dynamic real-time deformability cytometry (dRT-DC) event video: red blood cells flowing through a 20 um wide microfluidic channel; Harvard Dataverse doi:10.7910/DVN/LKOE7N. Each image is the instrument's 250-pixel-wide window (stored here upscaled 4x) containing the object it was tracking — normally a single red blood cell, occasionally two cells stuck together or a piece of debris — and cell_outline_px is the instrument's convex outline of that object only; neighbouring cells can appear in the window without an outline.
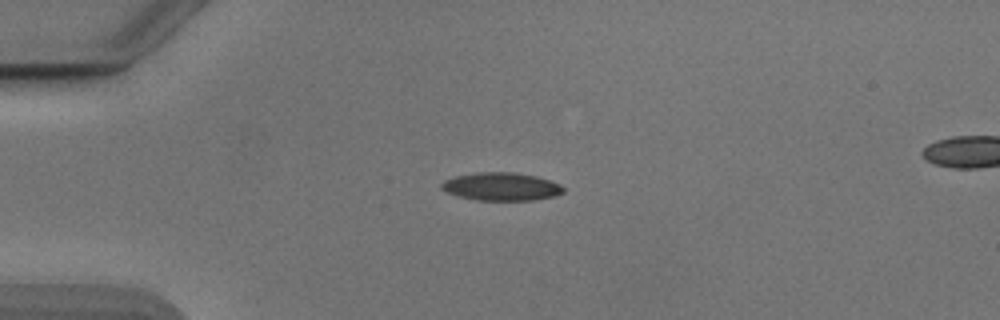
{"species": "Egyptian fruit bat (a non-hibernating species)", "species_latin": "Rousettus aegyptiacus", "temperature_condition": "cold", "stored_images_in_passage": 40, "camera_frame_rate_fps": 3000, "um_per_image_px": 0.085, "animal": {"sex": "male"}, "frame": {"image": 1, "passage_image": 1, "time_ms": 0.0, "image_size_px": [1000, 320], "cell_outline_px": [[564, 192], [556, 196], [532, 200], [476, 200], [460, 196], [448, 192], [440, 188], [440, 184], [444, 180], [452, 176], [476, 172], [512, 172], [536, 176], [560, 184], [564, 188]], "centroid_in_image_um": [42.59, 15.85], "position_along_channel_um": 42.4, "area_um2": 19.94}}
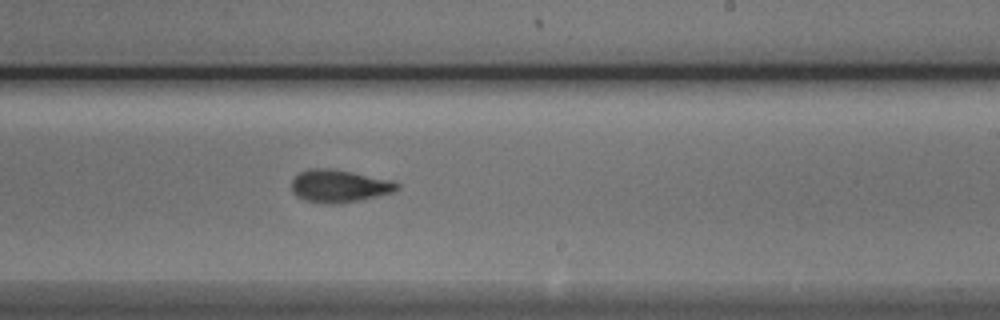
{"frame": {"image": 2, "passage_image": 20, "time_ms": 6.333, "image_size_px": [1000, 320], "cell_outline_px": [[400, 188], [396, 192], [360, 200], [340, 204], [324, 204], [304, 200], [296, 196], [292, 192], [292, 180], [300, 172], [308, 168], [328, 168], [352, 172], [392, 180], [400, 184]], "centroid_in_image_um": [28.85, 15.82], "position_along_channel_um": 260.1, "area_um2": 20.35}}
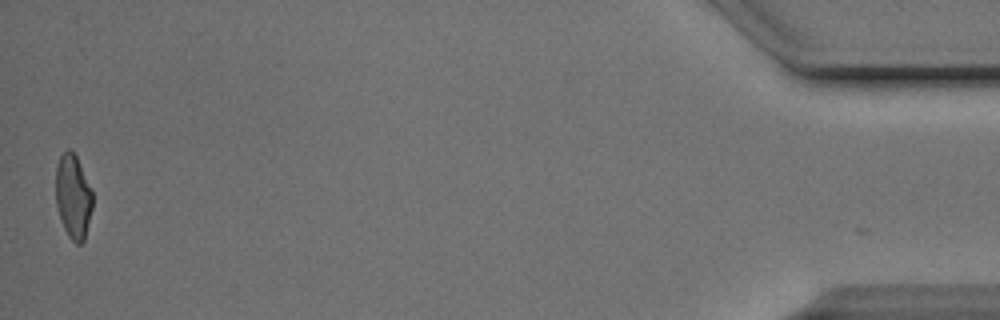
{"frame": {"image": 3, "passage_image": 40, "time_ms": 13.0, "image_size_px": [1000, 320], "cell_outline_px": [[92, 208], [84, 240], [80, 244], [76, 244], [68, 236], [60, 220], [56, 204], [56, 164], [60, 156], [68, 148], [76, 156], [92, 192]], "centroid_in_image_um": [6.2, 16.73], "position_along_channel_um": 429.0, "area_um2": 17.86}, "authors_computed_cell_mechanics": {"area_um2": 19.5942, "velocity_mm_per_s": 3.8981, "shape_relaxation_time_tau1_ms": 6.7017, "shape_relaxation_time_tau2_ms": 2.3815, "deformation_change_tau1": 0.1959, "deformation_change_tau2": 0.0946}}